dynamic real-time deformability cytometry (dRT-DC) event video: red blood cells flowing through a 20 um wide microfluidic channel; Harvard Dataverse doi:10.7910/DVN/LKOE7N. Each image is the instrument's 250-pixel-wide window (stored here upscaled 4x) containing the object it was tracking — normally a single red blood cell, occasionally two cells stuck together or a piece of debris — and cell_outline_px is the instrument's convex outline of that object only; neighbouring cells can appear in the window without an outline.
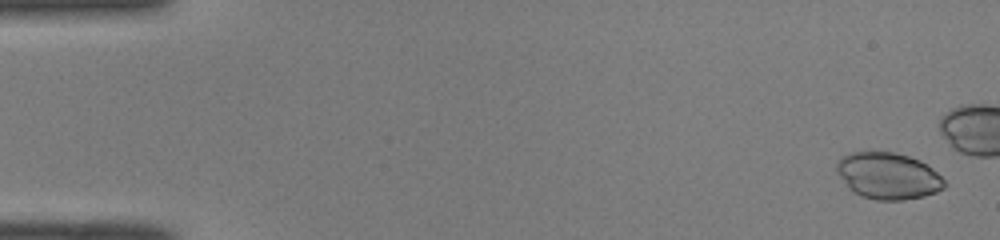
{"species": "common noctule bat (a hibernating species)", "species_latin": "Nyctalus noctula", "temperature_condition": "room temperature", "stored_images_in_passage": 41, "camera_frame_rate_fps": 3000, "um_per_image_px": 0.085, "animal": {"sex": "male", "body_mass_g": 19.0, "forearm_length_mm": 50.8}, "frame": {"image": 1, "passage_image": 2, "time_ms": 0.333, "image_size_px": [1000, 240], "cell_outline_px": [[948, 184], [944, 188], [936, 192], [924, 196], [904, 200], [876, 200], [860, 196], [848, 188], [836, 172], [836, 160], [840, 156], [852, 152], [896, 152], [920, 160], [928, 164]], "centroid_in_image_um": [75.47, 14.94], "position_along_channel_um": 9.5, "area_um2": 29.59}}
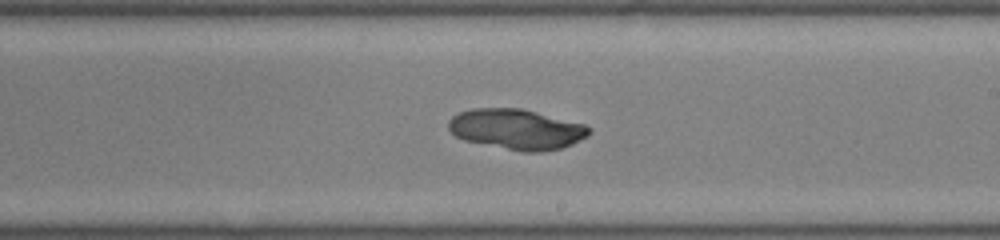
{"frame": {"image": 2, "passage_image": 30, "time_ms": 9.667, "image_size_px": [1000, 240], "cell_outline_px": [[592, 132], [588, 136], [572, 144], [560, 148], [544, 152], [524, 152], [464, 140], [456, 136], [448, 128], [448, 120], [452, 116], [460, 112], [472, 108], [520, 108], [584, 124], [592, 128]], "centroid_in_image_um": [43.92, 10.98], "position_along_channel_um": 245.1, "area_um2": 33.0}}
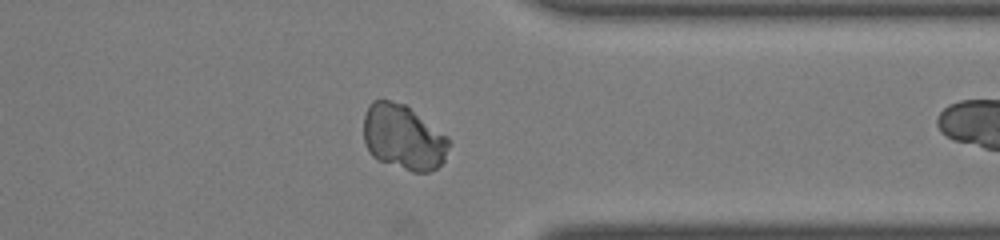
{"frame": {"image": 3, "passage_image": 40, "time_ms": 13.0, "image_size_px": [1000, 240], "cell_outline_px": [[448, 144], [444, 160], [436, 168], [428, 172], [412, 172], [376, 160], [368, 152], [364, 140], [364, 112], [368, 104], [372, 100], [388, 100], [404, 104], [448, 136]], "centroid_in_image_um": [34.24, 11.67], "position_along_channel_um": 377.2, "area_um2": 32.43}}